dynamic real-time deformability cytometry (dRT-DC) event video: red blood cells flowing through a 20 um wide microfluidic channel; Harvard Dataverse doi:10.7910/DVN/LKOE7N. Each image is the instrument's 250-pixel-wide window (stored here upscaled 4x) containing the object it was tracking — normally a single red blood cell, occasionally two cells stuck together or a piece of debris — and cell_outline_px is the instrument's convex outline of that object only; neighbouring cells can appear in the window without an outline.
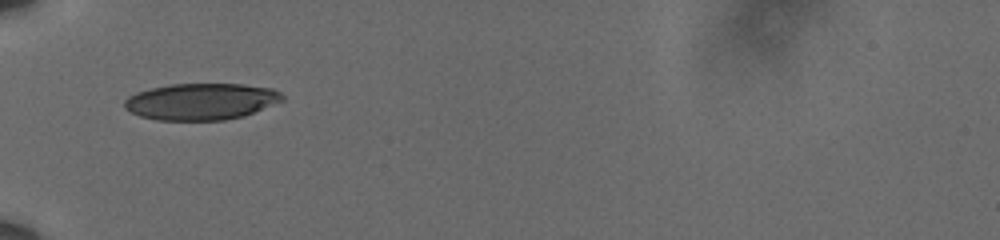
{"species": "human", "species_latin": "Homo sapiens", "temperature_condition": "cold", "stored_images_in_passage": 2, "camera_frame_rate_fps": 3000, "um_per_image_px": 0.085, "donor": {"sex": "male"}, "frame": {"image": 1, "passage_image": 1, "time_ms": 0.0, "image_size_px": [1000, 240], "cell_outline_px": [[284, 100], [244, 116], [224, 120], [156, 120], [140, 116], [124, 108], [124, 100], [128, 96], [136, 92], [152, 88], [172, 84], [244, 84], [272, 88], [280, 92], [284, 96]], "centroid_in_image_um": [17.1, 8.63], "position_along_channel_um": 67.9, "area_um2": 33.7}}